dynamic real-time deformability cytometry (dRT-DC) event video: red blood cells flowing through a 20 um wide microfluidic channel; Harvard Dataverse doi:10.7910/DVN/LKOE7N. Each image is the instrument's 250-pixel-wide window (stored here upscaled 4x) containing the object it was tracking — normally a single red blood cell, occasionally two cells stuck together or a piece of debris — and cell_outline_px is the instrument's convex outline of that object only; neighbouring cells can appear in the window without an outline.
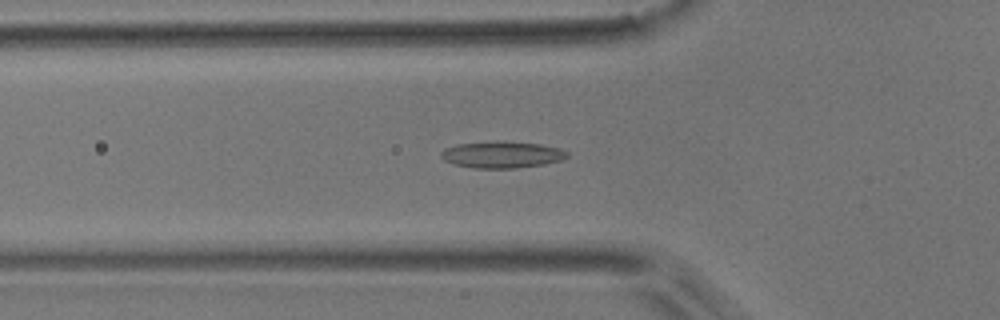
{"species": "common noctule bat (a hibernating species)", "species_latin": "Nyctalus noctula", "temperature_condition": "room temperature", "stored_images_in_passage": 48, "camera_frame_rate_fps": 3000, "um_per_image_px": 0.085, "animal": {"sex": "male", "body_mass_g": 17.9}, "frame": {"image": 1, "passage_image": 17, "time_ms": 5.333, "image_size_px": [1000, 320], "cell_outline_px": [[568, 156], [560, 160], [544, 164], [516, 168], [472, 168], [452, 164], [444, 160], [440, 156], [440, 152], [444, 148], [456, 144], [500, 140], [504, 140], [540, 144], [560, 148], [568, 152]], "centroid_in_image_um": [42.62, 13.13], "position_along_channel_um": 83.2, "area_um2": 19.88}}
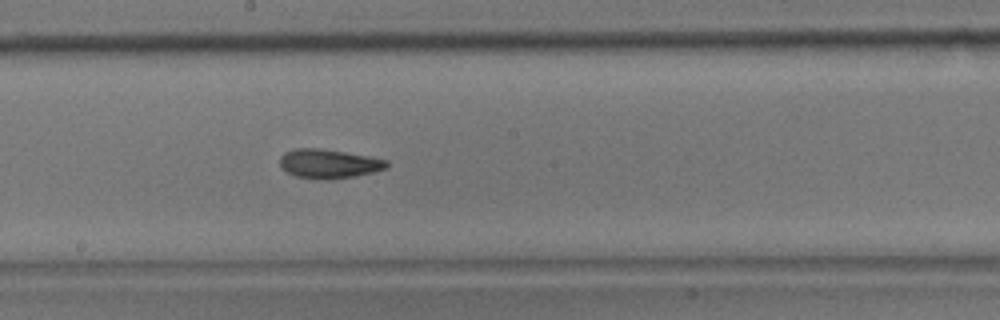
{"frame": {"image": 2, "passage_image": 28, "time_ms": 9.0, "image_size_px": [1000, 320], "cell_outline_px": [[388, 168], [372, 172], [352, 176], [328, 180], [320, 180], [296, 176], [280, 168], [280, 156], [284, 152], [296, 148], [320, 148], [372, 156], [388, 160]], "centroid_in_image_um": [27.94, 13.91], "position_along_channel_um": 220.3, "area_um2": 18.32}}
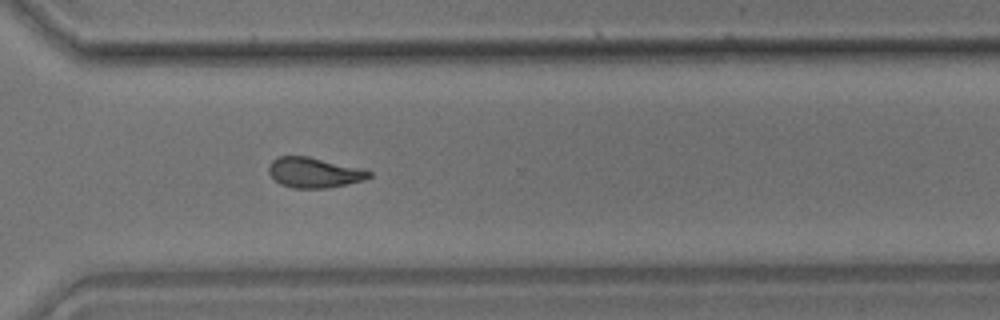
{"frame": {"image": 3, "passage_image": 38, "time_ms": 12.333, "image_size_px": [1000, 320], "cell_outline_px": [[372, 176], [364, 180], [348, 184], [328, 188], [296, 188], [280, 184], [268, 172], [268, 168], [272, 160], [280, 156], [308, 156], [360, 168], [372, 172]], "centroid_in_image_um": [26.71, 14.67], "position_along_channel_um": 343.9, "area_um2": 17.57}, "authors_computed_cell_mechanics": {"area_um2": 18.8428, "velocity_mm_per_s": 3.713, "shape_relaxation_time_tau1_ms": null, "shape_relaxation_time_tau2_ms": 3.3363, "deformation_change_tau1": null, "deformation_change_tau2": 0.1002}}